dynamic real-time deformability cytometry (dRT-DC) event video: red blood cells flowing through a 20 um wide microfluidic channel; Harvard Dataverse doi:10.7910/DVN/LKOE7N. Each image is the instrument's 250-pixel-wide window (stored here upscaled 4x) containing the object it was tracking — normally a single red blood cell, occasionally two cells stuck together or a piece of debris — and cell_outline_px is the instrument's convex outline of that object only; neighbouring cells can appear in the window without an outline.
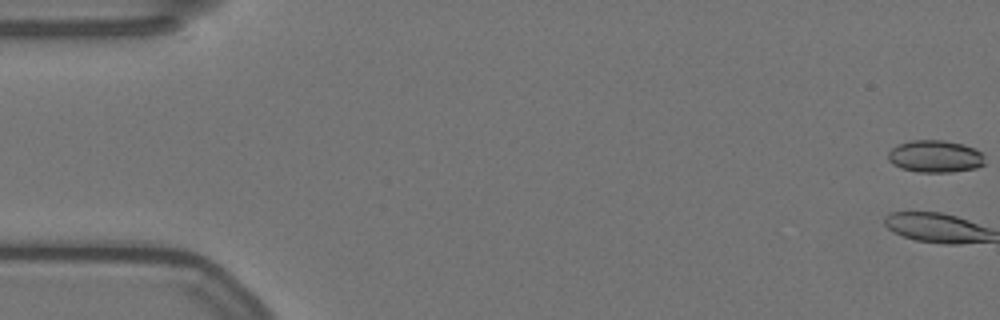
{"species": "Egyptian fruit bat (a non-hibernating species)", "species_latin": "Rousettus aegyptiacus", "temperature_condition": "warm", "stored_images_in_passage": 58, "camera_frame_rate_fps": 3000, "um_per_image_px": 0.085, "animal": {"sex": "female"}, "frame": {"image": 1, "passage_image": 1, "time_ms": 0.0, "image_size_px": [1000, 320], "cell_outline_px": [[984, 164], [976, 168], [952, 172], [916, 172], [900, 168], [892, 164], [888, 160], [888, 152], [896, 144], [912, 140], [944, 140], [964, 144], [976, 148], [984, 156]], "centroid_in_image_um": [79.48, 13.29], "position_along_channel_um": 5.5, "area_um2": 18.44}}